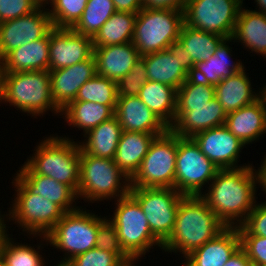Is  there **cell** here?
Listing matches in <instances>:
<instances>
[{
    "label": "cell",
    "instance_id": "6da1fadb",
    "mask_svg": "<svg viewBox=\"0 0 266 266\" xmlns=\"http://www.w3.org/2000/svg\"><path fill=\"white\" fill-rule=\"evenodd\" d=\"M257 186L261 187V173L252 164L219 169L200 196L226 227H238L254 208Z\"/></svg>",
    "mask_w": 266,
    "mask_h": 266
},
{
    "label": "cell",
    "instance_id": "7a4b0ae2",
    "mask_svg": "<svg viewBox=\"0 0 266 266\" xmlns=\"http://www.w3.org/2000/svg\"><path fill=\"white\" fill-rule=\"evenodd\" d=\"M225 228L201 196H184L178 206L174 229L162 249L171 254L179 252L185 258Z\"/></svg>",
    "mask_w": 266,
    "mask_h": 266
},
{
    "label": "cell",
    "instance_id": "3957f363",
    "mask_svg": "<svg viewBox=\"0 0 266 266\" xmlns=\"http://www.w3.org/2000/svg\"><path fill=\"white\" fill-rule=\"evenodd\" d=\"M79 141L66 135H50L36 145L35 153L27 158L26 164L39 175L49 176L55 181L68 185L76 194L80 179Z\"/></svg>",
    "mask_w": 266,
    "mask_h": 266
},
{
    "label": "cell",
    "instance_id": "277c9868",
    "mask_svg": "<svg viewBox=\"0 0 266 266\" xmlns=\"http://www.w3.org/2000/svg\"><path fill=\"white\" fill-rule=\"evenodd\" d=\"M4 102L34 118L49 110L61 116L52 98L49 71L1 73V104Z\"/></svg>",
    "mask_w": 266,
    "mask_h": 266
},
{
    "label": "cell",
    "instance_id": "5b68a950",
    "mask_svg": "<svg viewBox=\"0 0 266 266\" xmlns=\"http://www.w3.org/2000/svg\"><path fill=\"white\" fill-rule=\"evenodd\" d=\"M129 191L130 179L114 159L95 157L81 149L77 202L79 199L89 203L117 200L127 196Z\"/></svg>",
    "mask_w": 266,
    "mask_h": 266
},
{
    "label": "cell",
    "instance_id": "8992f818",
    "mask_svg": "<svg viewBox=\"0 0 266 266\" xmlns=\"http://www.w3.org/2000/svg\"><path fill=\"white\" fill-rule=\"evenodd\" d=\"M89 211L80 206L75 211L66 212L46 235L52 249L65 252L56 266H64L71 258L95 248L98 227L107 216L101 218Z\"/></svg>",
    "mask_w": 266,
    "mask_h": 266
},
{
    "label": "cell",
    "instance_id": "52a82bcc",
    "mask_svg": "<svg viewBox=\"0 0 266 266\" xmlns=\"http://www.w3.org/2000/svg\"><path fill=\"white\" fill-rule=\"evenodd\" d=\"M13 178L11 183L16 191L13 195L15 198L7 210L8 214H3L4 223L12 220L17 223V227H21L19 229L23 228L24 233L31 235V238L46 236L66 212L41 195L30 193L15 177Z\"/></svg>",
    "mask_w": 266,
    "mask_h": 266
},
{
    "label": "cell",
    "instance_id": "ba28073f",
    "mask_svg": "<svg viewBox=\"0 0 266 266\" xmlns=\"http://www.w3.org/2000/svg\"><path fill=\"white\" fill-rule=\"evenodd\" d=\"M184 13L172 8H142L134 24L133 45L139 54L167 50L178 41Z\"/></svg>",
    "mask_w": 266,
    "mask_h": 266
},
{
    "label": "cell",
    "instance_id": "9c48e42d",
    "mask_svg": "<svg viewBox=\"0 0 266 266\" xmlns=\"http://www.w3.org/2000/svg\"><path fill=\"white\" fill-rule=\"evenodd\" d=\"M114 201L113 216L107 219L117 229L123 250L134 261H141L151 248L162 249V243L152 234L139 203L130 194Z\"/></svg>",
    "mask_w": 266,
    "mask_h": 266
},
{
    "label": "cell",
    "instance_id": "30bf717a",
    "mask_svg": "<svg viewBox=\"0 0 266 266\" xmlns=\"http://www.w3.org/2000/svg\"><path fill=\"white\" fill-rule=\"evenodd\" d=\"M178 135L170 129L157 136L130 179V187L174 188Z\"/></svg>",
    "mask_w": 266,
    "mask_h": 266
},
{
    "label": "cell",
    "instance_id": "8fae6325",
    "mask_svg": "<svg viewBox=\"0 0 266 266\" xmlns=\"http://www.w3.org/2000/svg\"><path fill=\"white\" fill-rule=\"evenodd\" d=\"M218 170L193 138L178 135L174 189L185 196H200Z\"/></svg>",
    "mask_w": 266,
    "mask_h": 266
},
{
    "label": "cell",
    "instance_id": "7c38bea8",
    "mask_svg": "<svg viewBox=\"0 0 266 266\" xmlns=\"http://www.w3.org/2000/svg\"><path fill=\"white\" fill-rule=\"evenodd\" d=\"M152 234L163 244L171 235L180 200L185 196L174 188L130 187Z\"/></svg>",
    "mask_w": 266,
    "mask_h": 266
},
{
    "label": "cell",
    "instance_id": "4fadbf2b",
    "mask_svg": "<svg viewBox=\"0 0 266 266\" xmlns=\"http://www.w3.org/2000/svg\"><path fill=\"white\" fill-rule=\"evenodd\" d=\"M242 4L240 0H187L184 24L225 39L232 38Z\"/></svg>",
    "mask_w": 266,
    "mask_h": 266
},
{
    "label": "cell",
    "instance_id": "5bb4252c",
    "mask_svg": "<svg viewBox=\"0 0 266 266\" xmlns=\"http://www.w3.org/2000/svg\"><path fill=\"white\" fill-rule=\"evenodd\" d=\"M45 7L41 4L29 14L0 23V61L10 51L45 37L54 28Z\"/></svg>",
    "mask_w": 266,
    "mask_h": 266
},
{
    "label": "cell",
    "instance_id": "9a60e30c",
    "mask_svg": "<svg viewBox=\"0 0 266 266\" xmlns=\"http://www.w3.org/2000/svg\"><path fill=\"white\" fill-rule=\"evenodd\" d=\"M192 138L199 145L201 152L218 169L251 166L249 163L238 165L241 150L246 146L225 125L210 128Z\"/></svg>",
    "mask_w": 266,
    "mask_h": 266
},
{
    "label": "cell",
    "instance_id": "2e32d148",
    "mask_svg": "<svg viewBox=\"0 0 266 266\" xmlns=\"http://www.w3.org/2000/svg\"><path fill=\"white\" fill-rule=\"evenodd\" d=\"M49 71L69 67L94 55L93 39L72 28H53L49 41Z\"/></svg>",
    "mask_w": 266,
    "mask_h": 266
},
{
    "label": "cell",
    "instance_id": "e0dca14e",
    "mask_svg": "<svg viewBox=\"0 0 266 266\" xmlns=\"http://www.w3.org/2000/svg\"><path fill=\"white\" fill-rule=\"evenodd\" d=\"M226 116L215 97L205 105L176 107L175 122L169 129L180 137L192 138L200 132L224 125Z\"/></svg>",
    "mask_w": 266,
    "mask_h": 266
},
{
    "label": "cell",
    "instance_id": "ac0fdd59",
    "mask_svg": "<svg viewBox=\"0 0 266 266\" xmlns=\"http://www.w3.org/2000/svg\"><path fill=\"white\" fill-rule=\"evenodd\" d=\"M49 74L54 104L62 111L75 100L79 88L96 75V60L93 55L83 62L49 71Z\"/></svg>",
    "mask_w": 266,
    "mask_h": 266
},
{
    "label": "cell",
    "instance_id": "d6986e66",
    "mask_svg": "<svg viewBox=\"0 0 266 266\" xmlns=\"http://www.w3.org/2000/svg\"><path fill=\"white\" fill-rule=\"evenodd\" d=\"M115 116L122 131L163 135L169 127L138 96L118 97Z\"/></svg>",
    "mask_w": 266,
    "mask_h": 266
},
{
    "label": "cell",
    "instance_id": "ffe728a7",
    "mask_svg": "<svg viewBox=\"0 0 266 266\" xmlns=\"http://www.w3.org/2000/svg\"><path fill=\"white\" fill-rule=\"evenodd\" d=\"M227 129L245 146L258 141L266 134V100L261 95L253 103L227 113Z\"/></svg>",
    "mask_w": 266,
    "mask_h": 266
},
{
    "label": "cell",
    "instance_id": "44dd1931",
    "mask_svg": "<svg viewBox=\"0 0 266 266\" xmlns=\"http://www.w3.org/2000/svg\"><path fill=\"white\" fill-rule=\"evenodd\" d=\"M15 178L32 194L41 195L56 203L65 212L77 210V194L68 186L49 176L36 174L25 162L15 173ZM75 202V203H74Z\"/></svg>",
    "mask_w": 266,
    "mask_h": 266
},
{
    "label": "cell",
    "instance_id": "7402d4cb",
    "mask_svg": "<svg viewBox=\"0 0 266 266\" xmlns=\"http://www.w3.org/2000/svg\"><path fill=\"white\" fill-rule=\"evenodd\" d=\"M241 247L237 227H226L214 239L192 251L182 266H223Z\"/></svg>",
    "mask_w": 266,
    "mask_h": 266
},
{
    "label": "cell",
    "instance_id": "603a6c76",
    "mask_svg": "<svg viewBox=\"0 0 266 266\" xmlns=\"http://www.w3.org/2000/svg\"><path fill=\"white\" fill-rule=\"evenodd\" d=\"M96 74L118 81L141 58L133 42L94 48Z\"/></svg>",
    "mask_w": 266,
    "mask_h": 266
},
{
    "label": "cell",
    "instance_id": "cb8c5ba5",
    "mask_svg": "<svg viewBox=\"0 0 266 266\" xmlns=\"http://www.w3.org/2000/svg\"><path fill=\"white\" fill-rule=\"evenodd\" d=\"M50 32L43 38L21 45L0 61L1 73L49 71Z\"/></svg>",
    "mask_w": 266,
    "mask_h": 266
},
{
    "label": "cell",
    "instance_id": "d4e9b609",
    "mask_svg": "<svg viewBox=\"0 0 266 266\" xmlns=\"http://www.w3.org/2000/svg\"><path fill=\"white\" fill-rule=\"evenodd\" d=\"M141 58L145 63L149 81L167 84L176 90L190 77L181 66L179 53L170 45L167 50L148 53Z\"/></svg>",
    "mask_w": 266,
    "mask_h": 266
},
{
    "label": "cell",
    "instance_id": "484cf974",
    "mask_svg": "<svg viewBox=\"0 0 266 266\" xmlns=\"http://www.w3.org/2000/svg\"><path fill=\"white\" fill-rule=\"evenodd\" d=\"M230 42L232 43V38L224 39L214 51L212 57L195 64L190 76L216 86L224 78L243 70L245 66L241 59H236L234 62L229 60L233 52L232 47L229 46Z\"/></svg>",
    "mask_w": 266,
    "mask_h": 266
},
{
    "label": "cell",
    "instance_id": "4316f807",
    "mask_svg": "<svg viewBox=\"0 0 266 266\" xmlns=\"http://www.w3.org/2000/svg\"><path fill=\"white\" fill-rule=\"evenodd\" d=\"M232 42L243 45L250 53L266 58V14L240 8Z\"/></svg>",
    "mask_w": 266,
    "mask_h": 266
},
{
    "label": "cell",
    "instance_id": "83f0119b",
    "mask_svg": "<svg viewBox=\"0 0 266 266\" xmlns=\"http://www.w3.org/2000/svg\"><path fill=\"white\" fill-rule=\"evenodd\" d=\"M247 74L244 68L240 72L224 78L215 86V97L226 114L253 103L262 95V88L259 87L258 93L252 87Z\"/></svg>",
    "mask_w": 266,
    "mask_h": 266
},
{
    "label": "cell",
    "instance_id": "f1b7e54d",
    "mask_svg": "<svg viewBox=\"0 0 266 266\" xmlns=\"http://www.w3.org/2000/svg\"><path fill=\"white\" fill-rule=\"evenodd\" d=\"M157 136L160 135L122 131L114 162L129 179L139 170L143 158Z\"/></svg>",
    "mask_w": 266,
    "mask_h": 266
},
{
    "label": "cell",
    "instance_id": "f546056e",
    "mask_svg": "<svg viewBox=\"0 0 266 266\" xmlns=\"http://www.w3.org/2000/svg\"><path fill=\"white\" fill-rule=\"evenodd\" d=\"M121 133V125L114 115L83 135L84 141L79 144L81 149L89 155L114 159Z\"/></svg>",
    "mask_w": 266,
    "mask_h": 266
},
{
    "label": "cell",
    "instance_id": "4dcf8cb0",
    "mask_svg": "<svg viewBox=\"0 0 266 266\" xmlns=\"http://www.w3.org/2000/svg\"><path fill=\"white\" fill-rule=\"evenodd\" d=\"M138 97L169 128L175 122L177 90L167 84L147 81Z\"/></svg>",
    "mask_w": 266,
    "mask_h": 266
},
{
    "label": "cell",
    "instance_id": "1f68e13d",
    "mask_svg": "<svg viewBox=\"0 0 266 266\" xmlns=\"http://www.w3.org/2000/svg\"><path fill=\"white\" fill-rule=\"evenodd\" d=\"M114 115L110 106L89 101H72L61 111V118L70 127L83 130L84 135Z\"/></svg>",
    "mask_w": 266,
    "mask_h": 266
},
{
    "label": "cell",
    "instance_id": "d6a6232c",
    "mask_svg": "<svg viewBox=\"0 0 266 266\" xmlns=\"http://www.w3.org/2000/svg\"><path fill=\"white\" fill-rule=\"evenodd\" d=\"M4 224V231L0 235V258L6 263L7 266H46V261L40 254V250L44 248V242L48 246L46 236L40 235V246L37 245L36 249L22 242H16L15 239L9 236L7 226ZM43 240V241H42ZM43 245V246H41ZM42 247V248H40Z\"/></svg>",
    "mask_w": 266,
    "mask_h": 266
},
{
    "label": "cell",
    "instance_id": "836d02e7",
    "mask_svg": "<svg viewBox=\"0 0 266 266\" xmlns=\"http://www.w3.org/2000/svg\"><path fill=\"white\" fill-rule=\"evenodd\" d=\"M137 13L116 11L93 38V47L132 42Z\"/></svg>",
    "mask_w": 266,
    "mask_h": 266
},
{
    "label": "cell",
    "instance_id": "e575fe53",
    "mask_svg": "<svg viewBox=\"0 0 266 266\" xmlns=\"http://www.w3.org/2000/svg\"><path fill=\"white\" fill-rule=\"evenodd\" d=\"M225 38L223 36L200 31L183 24L178 41L188 51L193 62L206 61Z\"/></svg>",
    "mask_w": 266,
    "mask_h": 266
},
{
    "label": "cell",
    "instance_id": "d590c367",
    "mask_svg": "<svg viewBox=\"0 0 266 266\" xmlns=\"http://www.w3.org/2000/svg\"><path fill=\"white\" fill-rule=\"evenodd\" d=\"M116 11L112 0H88L81 18L72 29L77 33L93 39L101 26Z\"/></svg>",
    "mask_w": 266,
    "mask_h": 266
},
{
    "label": "cell",
    "instance_id": "8d00e7d4",
    "mask_svg": "<svg viewBox=\"0 0 266 266\" xmlns=\"http://www.w3.org/2000/svg\"><path fill=\"white\" fill-rule=\"evenodd\" d=\"M74 101L100 103L110 106L115 111L118 101L117 83L96 74L79 88Z\"/></svg>",
    "mask_w": 266,
    "mask_h": 266
},
{
    "label": "cell",
    "instance_id": "74e56055",
    "mask_svg": "<svg viewBox=\"0 0 266 266\" xmlns=\"http://www.w3.org/2000/svg\"><path fill=\"white\" fill-rule=\"evenodd\" d=\"M88 0H49L46 6L55 28H72L81 18Z\"/></svg>",
    "mask_w": 266,
    "mask_h": 266
},
{
    "label": "cell",
    "instance_id": "f35d334b",
    "mask_svg": "<svg viewBox=\"0 0 266 266\" xmlns=\"http://www.w3.org/2000/svg\"><path fill=\"white\" fill-rule=\"evenodd\" d=\"M215 98V86L189 77L177 90L176 107L205 105Z\"/></svg>",
    "mask_w": 266,
    "mask_h": 266
},
{
    "label": "cell",
    "instance_id": "ab89813d",
    "mask_svg": "<svg viewBox=\"0 0 266 266\" xmlns=\"http://www.w3.org/2000/svg\"><path fill=\"white\" fill-rule=\"evenodd\" d=\"M96 248L115 253L125 264L134 260L123 250L118 237L117 229L106 218L98 227Z\"/></svg>",
    "mask_w": 266,
    "mask_h": 266
},
{
    "label": "cell",
    "instance_id": "60d3db41",
    "mask_svg": "<svg viewBox=\"0 0 266 266\" xmlns=\"http://www.w3.org/2000/svg\"><path fill=\"white\" fill-rule=\"evenodd\" d=\"M148 81L145 63L140 58L117 83L118 97L138 96L142 86Z\"/></svg>",
    "mask_w": 266,
    "mask_h": 266
},
{
    "label": "cell",
    "instance_id": "b9f144b4",
    "mask_svg": "<svg viewBox=\"0 0 266 266\" xmlns=\"http://www.w3.org/2000/svg\"><path fill=\"white\" fill-rule=\"evenodd\" d=\"M125 263L115 254L99 248H92L71 258L64 266H124Z\"/></svg>",
    "mask_w": 266,
    "mask_h": 266
},
{
    "label": "cell",
    "instance_id": "7bdbcfd3",
    "mask_svg": "<svg viewBox=\"0 0 266 266\" xmlns=\"http://www.w3.org/2000/svg\"><path fill=\"white\" fill-rule=\"evenodd\" d=\"M256 203L245 221L237 227L239 235L266 237V201L261 204L257 201Z\"/></svg>",
    "mask_w": 266,
    "mask_h": 266
},
{
    "label": "cell",
    "instance_id": "ee69618b",
    "mask_svg": "<svg viewBox=\"0 0 266 266\" xmlns=\"http://www.w3.org/2000/svg\"><path fill=\"white\" fill-rule=\"evenodd\" d=\"M40 5L38 0H0V23L29 14Z\"/></svg>",
    "mask_w": 266,
    "mask_h": 266
},
{
    "label": "cell",
    "instance_id": "f6af8a7d",
    "mask_svg": "<svg viewBox=\"0 0 266 266\" xmlns=\"http://www.w3.org/2000/svg\"><path fill=\"white\" fill-rule=\"evenodd\" d=\"M241 248L255 266H266V237L240 235Z\"/></svg>",
    "mask_w": 266,
    "mask_h": 266
},
{
    "label": "cell",
    "instance_id": "bcb514c9",
    "mask_svg": "<svg viewBox=\"0 0 266 266\" xmlns=\"http://www.w3.org/2000/svg\"><path fill=\"white\" fill-rule=\"evenodd\" d=\"M143 8H172L184 11L187 0H142Z\"/></svg>",
    "mask_w": 266,
    "mask_h": 266
},
{
    "label": "cell",
    "instance_id": "7dc6e473",
    "mask_svg": "<svg viewBox=\"0 0 266 266\" xmlns=\"http://www.w3.org/2000/svg\"><path fill=\"white\" fill-rule=\"evenodd\" d=\"M179 53V59L181 62V66L191 74L194 70L195 63L193 62L192 58L190 57L188 51L180 44L179 41L173 42L171 44Z\"/></svg>",
    "mask_w": 266,
    "mask_h": 266
},
{
    "label": "cell",
    "instance_id": "c3c4849f",
    "mask_svg": "<svg viewBox=\"0 0 266 266\" xmlns=\"http://www.w3.org/2000/svg\"><path fill=\"white\" fill-rule=\"evenodd\" d=\"M117 11L138 13L143 8L142 0H112Z\"/></svg>",
    "mask_w": 266,
    "mask_h": 266
},
{
    "label": "cell",
    "instance_id": "681fc988",
    "mask_svg": "<svg viewBox=\"0 0 266 266\" xmlns=\"http://www.w3.org/2000/svg\"><path fill=\"white\" fill-rule=\"evenodd\" d=\"M223 266H255L240 247Z\"/></svg>",
    "mask_w": 266,
    "mask_h": 266
},
{
    "label": "cell",
    "instance_id": "f907efd6",
    "mask_svg": "<svg viewBox=\"0 0 266 266\" xmlns=\"http://www.w3.org/2000/svg\"><path fill=\"white\" fill-rule=\"evenodd\" d=\"M263 161V162H262ZM261 165L259 167L260 173H261V191L266 194V154L264 156V159H262Z\"/></svg>",
    "mask_w": 266,
    "mask_h": 266
},
{
    "label": "cell",
    "instance_id": "816d5d0a",
    "mask_svg": "<svg viewBox=\"0 0 266 266\" xmlns=\"http://www.w3.org/2000/svg\"><path fill=\"white\" fill-rule=\"evenodd\" d=\"M256 4V10L257 12H261L266 14V0H254ZM258 8V9H257Z\"/></svg>",
    "mask_w": 266,
    "mask_h": 266
},
{
    "label": "cell",
    "instance_id": "f5cc1de1",
    "mask_svg": "<svg viewBox=\"0 0 266 266\" xmlns=\"http://www.w3.org/2000/svg\"><path fill=\"white\" fill-rule=\"evenodd\" d=\"M2 212L0 211V235L4 231V218L3 215L1 214Z\"/></svg>",
    "mask_w": 266,
    "mask_h": 266
},
{
    "label": "cell",
    "instance_id": "db71d44e",
    "mask_svg": "<svg viewBox=\"0 0 266 266\" xmlns=\"http://www.w3.org/2000/svg\"><path fill=\"white\" fill-rule=\"evenodd\" d=\"M262 95L264 96L265 100H266V83L265 85L263 84V87H262Z\"/></svg>",
    "mask_w": 266,
    "mask_h": 266
},
{
    "label": "cell",
    "instance_id": "11a10c76",
    "mask_svg": "<svg viewBox=\"0 0 266 266\" xmlns=\"http://www.w3.org/2000/svg\"><path fill=\"white\" fill-rule=\"evenodd\" d=\"M136 263L137 261H133L131 263L125 264L124 266H138V265H135Z\"/></svg>",
    "mask_w": 266,
    "mask_h": 266
},
{
    "label": "cell",
    "instance_id": "9f6ffc18",
    "mask_svg": "<svg viewBox=\"0 0 266 266\" xmlns=\"http://www.w3.org/2000/svg\"><path fill=\"white\" fill-rule=\"evenodd\" d=\"M41 4H44L46 5V3L49 1V0H38Z\"/></svg>",
    "mask_w": 266,
    "mask_h": 266
},
{
    "label": "cell",
    "instance_id": "6f0895ef",
    "mask_svg": "<svg viewBox=\"0 0 266 266\" xmlns=\"http://www.w3.org/2000/svg\"><path fill=\"white\" fill-rule=\"evenodd\" d=\"M0 266H7L6 263L0 258Z\"/></svg>",
    "mask_w": 266,
    "mask_h": 266
},
{
    "label": "cell",
    "instance_id": "680465c9",
    "mask_svg": "<svg viewBox=\"0 0 266 266\" xmlns=\"http://www.w3.org/2000/svg\"><path fill=\"white\" fill-rule=\"evenodd\" d=\"M0 103H1V71H0Z\"/></svg>",
    "mask_w": 266,
    "mask_h": 266
}]
</instances>
